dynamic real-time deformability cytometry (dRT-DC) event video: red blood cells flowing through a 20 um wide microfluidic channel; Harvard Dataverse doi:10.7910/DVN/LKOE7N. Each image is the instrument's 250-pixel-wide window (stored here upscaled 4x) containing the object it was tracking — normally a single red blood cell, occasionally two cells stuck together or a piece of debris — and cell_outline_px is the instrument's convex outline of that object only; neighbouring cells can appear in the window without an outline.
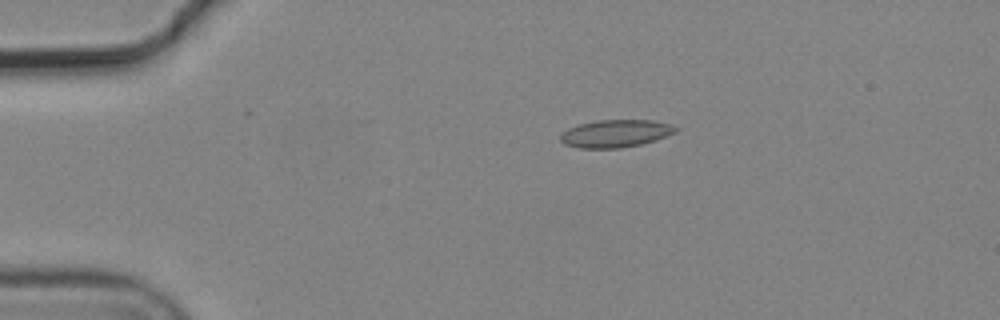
{"species": "common noctule bat (a hibernating species)", "species_latin": "Nyctalus noctula", "temperature_condition": "cold", "stored_images_in_passage": 8, "camera_frame_rate_fps": 3000, "um_per_image_px": 0.085, "animal": {"sex": "male", "body_mass_g": 19.2, "forearm_length_mm": 51.8}, "frame": {"image": 1, "passage_image": 4, "time_ms": 1.0, "image_size_px": [1000, 320], "cell_outline_px": [[680, 128], [676, 132], [656, 140], [640, 144], [620, 148], [580, 148], [564, 144], [560, 140], [560, 132], [568, 128], [580, 124], [596, 120], [652, 120], [672, 124]], "centroid_in_image_um": [52.33, 11.34], "position_along_channel_um": 32.7, "area_um2": 18.67}}
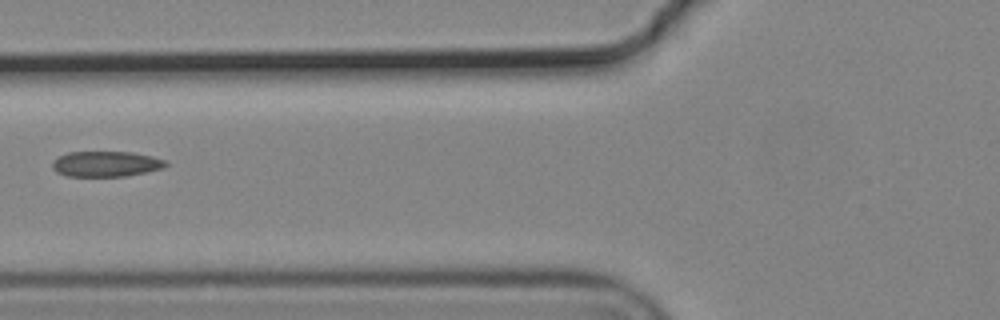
{"frame": {"image": 2, "passage_image": 7, "time_ms": 2.0, "image_size_px": [1000, 320], "cell_outline_px": [[168, 164], [164, 168], [128, 176], [68, 176], [56, 172], [52, 168], [52, 160], [68, 152], [132, 152], [152, 156], [164, 160]], "centroid_in_image_um": [9.0, 13.93], "position_along_channel_um": 116.8, "area_um2": 16.88}}
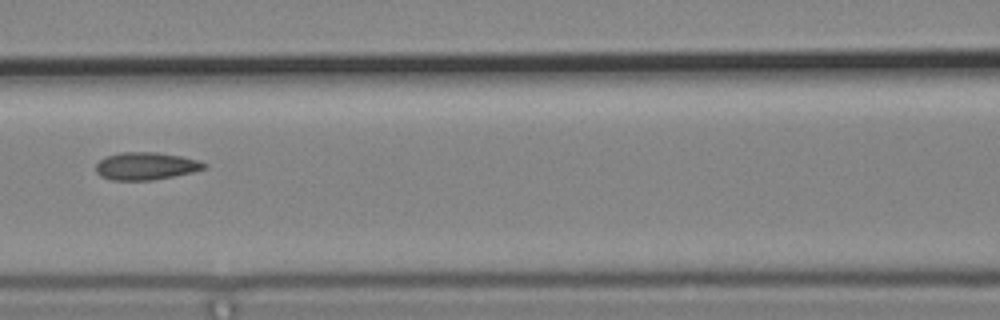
{"frame": {"image": 3, "passage_image": 8, "time_ms": 2.333, "image_size_px": [1000, 320], "cell_outline_px": [[208, 168], [192, 172], [152, 180], [112, 180], [100, 176], [96, 172], [96, 164], [100, 160], [108, 156], [120, 152], [156, 152], [180, 156], [196, 160], [208, 164]], "centroid_in_image_um": [12.4, 14.11], "position_along_channel_um": 154.2, "area_um2": 17.28}}